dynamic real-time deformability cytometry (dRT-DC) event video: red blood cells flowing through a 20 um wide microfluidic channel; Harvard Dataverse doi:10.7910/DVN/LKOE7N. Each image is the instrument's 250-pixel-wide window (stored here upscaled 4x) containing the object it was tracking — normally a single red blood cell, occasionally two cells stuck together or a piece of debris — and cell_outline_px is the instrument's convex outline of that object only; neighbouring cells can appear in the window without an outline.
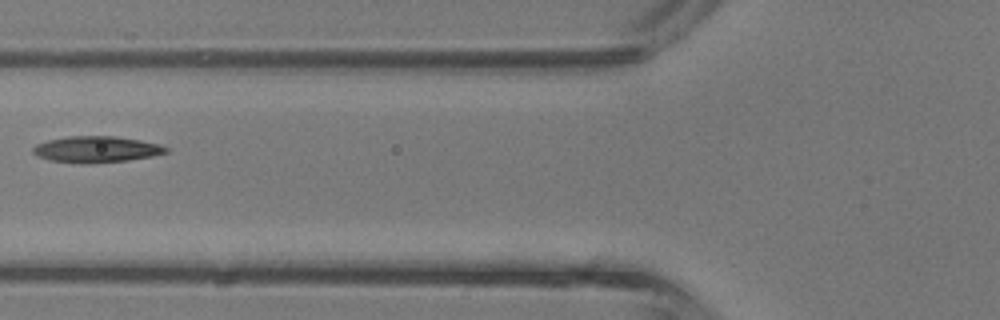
{"species": "common noctule bat (a hibernating species)", "species_latin": "Nyctalus noctula", "temperature_condition": "room temperature", "stored_images_in_passage": 2, "camera_frame_rate_fps": 3000, "um_per_image_px": 0.085, "animal": {"sex": "male", "body_mass_g": 13.3}, "frame": {"image": 1, "passage_image": 2, "time_ms": 0.333, "image_size_px": [1000, 320], "cell_outline_px": [[168, 152], [152, 156], [128, 160], [88, 164], [80, 164], [48, 160], [36, 156], [32, 152], [32, 148], [36, 144], [48, 140], [68, 136], [116, 136], [140, 140], [160, 144], [168, 148]], "centroid_in_image_um": [8.16, 12.7], "position_along_channel_um": 117.6, "area_um2": 20.58}}